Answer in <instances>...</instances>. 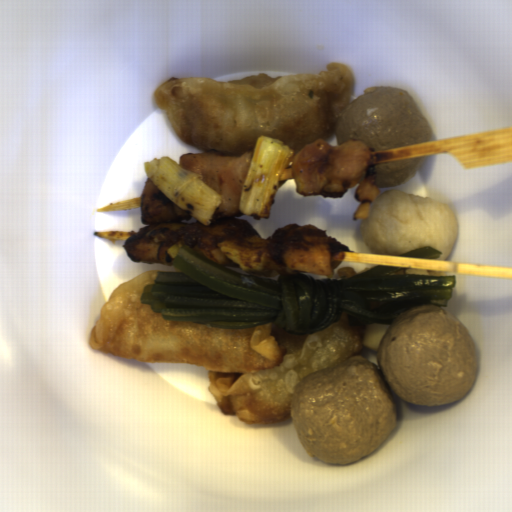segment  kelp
Wrapping results in <instances>:
<instances>
[{"mask_svg": "<svg viewBox=\"0 0 512 512\" xmlns=\"http://www.w3.org/2000/svg\"><path fill=\"white\" fill-rule=\"evenodd\" d=\"M444 252L442 250H438L432 246H421L412 250L407 251L404 254H401L400 257H415V258H425V259H439Z\"/></svg>", "mask_w": 512, "mask_h": 512, "instance_id": "cf089659", "label": "kelp"}, {"mask_svg": "<svg viewBox=\"0 0 512 512\" xmlns=\"http://www.w3.org/2000/svg\"><path fill=\"white\" fill-rule=\"evenodd\" d=\"M171 264L180 271H157L139 298L164 321L219 329L273 323L299 336L324 331L343 313L367 325H390L417 306L448 308L457 285L455 274L407 273L409 266L378 265L340 279H315L293 269L272 280L224 267L185 244Z\"/></svg>", "mask_w": 512, "mask_h": 512, "instance_id": "99668d17", "label": "kelp"}]
</instances>
